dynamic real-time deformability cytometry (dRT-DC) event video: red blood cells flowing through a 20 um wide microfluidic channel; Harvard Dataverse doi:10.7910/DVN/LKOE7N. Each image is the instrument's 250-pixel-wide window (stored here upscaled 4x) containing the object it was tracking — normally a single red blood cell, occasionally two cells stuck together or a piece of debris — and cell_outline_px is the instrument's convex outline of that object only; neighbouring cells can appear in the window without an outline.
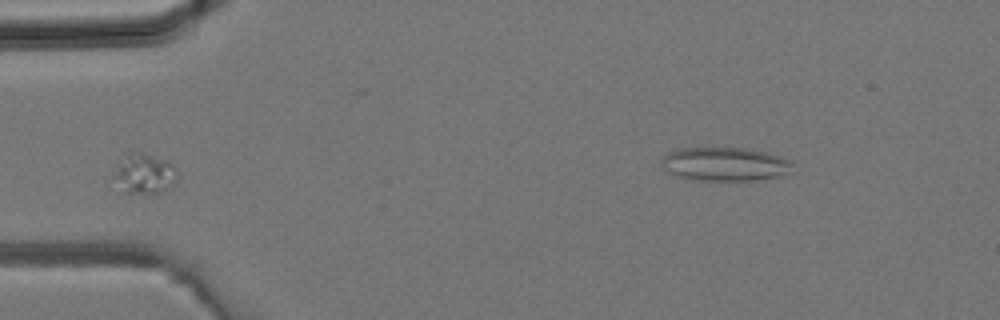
{"species": "common noctule bat (a hibernating species)", "species_latin": "Nyctalus noctula", "temperature_condition": "room temperature", "stored_images_in_passage": 2, "camera_frame_rate_fps": 3000, "um_per_image_px": 0.085, "animal": {"sex": "male", "body_mass_g": 19.2, "forearm_length_mm": 51.8}, "frame": {"image": 1, "passage_image": 2, "time_ms": 0.333, "image_size_px": [1000, 320], "cell_outline_px": [[176, 180], [168, 188], [152, 196], [124, 192], [112, 176], [120, 164], [132, 152], [140, 152], [164, 160], [172, 164], [176, 168]], "centroid_in_image_um": [12.3, 14.84], "position_along_channel_um": 72.7, "area_um2": 14.51}}